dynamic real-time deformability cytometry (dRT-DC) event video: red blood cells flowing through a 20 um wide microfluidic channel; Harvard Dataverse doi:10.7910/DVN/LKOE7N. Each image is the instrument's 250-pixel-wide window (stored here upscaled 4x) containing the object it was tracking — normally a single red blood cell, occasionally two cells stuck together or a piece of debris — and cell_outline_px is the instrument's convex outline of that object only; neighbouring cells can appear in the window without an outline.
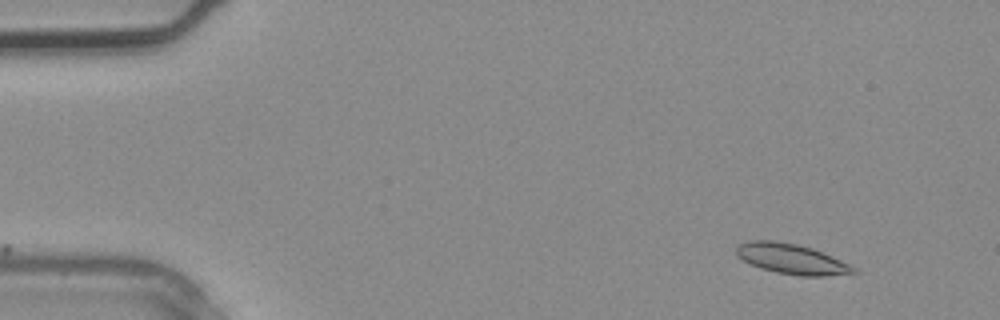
{"species": "common noctule bat (a hibernating species)", "species_latin": "Nyctalus noctula", "temperature_condition": "warm", "stored_images_in_passage": 3, "camera_frame_rate_fps": 3000, "um_per_image_px": 0.085, "animal": {"sex": "male", "body_mass_g": 20.4}, "frame": {"image": 1, "passage_image": 1, "time_ms": 0.0, "image_size_px": [1000, 320], "cell_outline_px": [[860, 272], [824, 276], [800, 276], [776, 272], [760, 268], [736, 256], [736, 248], [740, 244], [748, 240], [776, 240], [796, 244], [812, 248], [840, 260], [856, 268]], "centroid_in_image_um": [67.26, 22.0], "position_along_channel_um": 17.7, "area_um2": 20.52}}
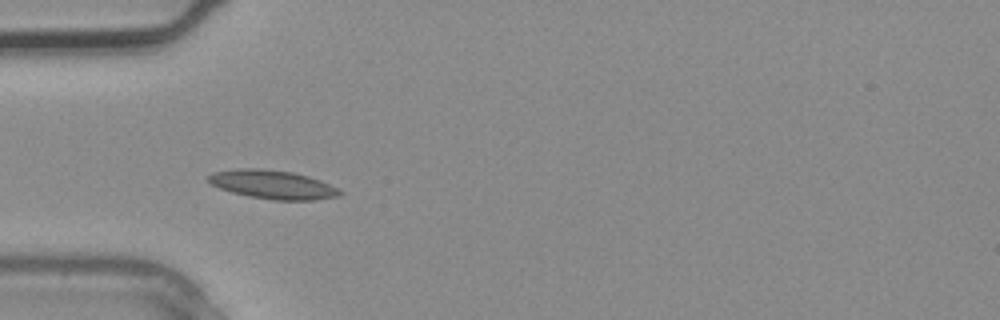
{"frame": {"image": 2, "passage_image": 3, "time_ms": 0.667, "image_size_px": [1000, 320], "cell_outline_px": [[344, 192], [340, 196], [312, 200], [272, 200], [248, 196], [232, 192], [220, 188], [212, 184], [208, 180], [208, 176], [212, 172], [236, 168], [260, 168], [292, 172], [308, 176], [320, 180]], "centroid_in_image_um": [23.17, 15.68], "position_along_channel_um": 61.8, "area_um2": 21.96}}